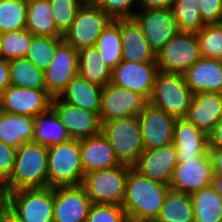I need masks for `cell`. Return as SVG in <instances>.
Here are the masks:
<instances>
[{
    "label": "cell",
    "mask_w": 222,
    "mask_h": 222,
    "mask_svg": "<svg viewBox=\"0 0 222 222\" xmlns=\"http://www.w3.org/2000/svg\"><path fill=\"white\" fill-rule=\"evenodd\" d=\"M97 7L102 9L112 19L132 18L134 4L138 0H91Z\"/></svg>",
    "instance_id": "cell-41"
},
{
    "label": "cell",
    "mask_w": 222,
    "mask_h": 222,
    "mask_svg": "<svg viewBox=\"0 0 222 222\" xmlns=\"http://www.w3.org/2000/svg\"><path fill=\"white\" fill-rule=\"evenodd\" d=\"M200 16L205 24H220L222 19V0H199Z\"/></svg>",
    "instance_id": "cell-42"
},
{
    "label": "cell",
    "mask_w": 222,
    "mask_h": 222,
    "mask_svg": "<svg viewBox=\"0 0 222 222\" xmlns=\"http://www.w3.org/2000/svg\"><path fill=\"white\" fill-rule=\"evenodd\" d=\"M194 222H222V197L213 185L192 193Z\"/></svg>",
    "instance_id": "cell-31"
},
{
    "label": "cell",
    "mask_w": 222,
    "mask_h": 222,
    "mask_svg": "<svg viewBox=\"0 0 222 222\" xmlns=\"http://www.w3.org/2000/svg\"><path fill=\"white\" fill-rule=\"evenodd\" d=\"M132 167L121 164L117 167L85 173L81 186L93 204L120 205L125 196L126 180Z\"/></svg>",
    "instance_id": "cell-5"
},
{
    "label": "cell",
    "mask_w": 222,
    "mask_h": 222,
    "mask_svg": "<svg viewBox=\"0 0 222 222\" xmlns=\"http://www.w3.org/2000/svg\"><path fill=\"white\" fill-rule=\"evenodd\" d=\"M6 1H28V0H6Z\"/></svg>",
    "instance_id": "cell-51"
},
{
    "label": "cell",
    "mask_w": 222,
    "mask_h": 222,
    "mask_svg": "<svg viewBox=\"0 0 222 222\" xmlns=\"http://www.w3.org/2000/svg\"><path fill=\"white\" fill-rule=\"evenodd\" d=\"M102 87L97 86L81 76L73 78L59 96L68 104L90 112H100Z\"/></svg>",
    "instance_id": "cell-26"
},
{
    "label": "cell",
    "mask_w": 222,
    "mask_h": 222,
    "mask_svg": "<svg viewBox=\"0 0 222 222\" xmlns=\"http://www.w3.org/2000/svg\"><path fill=\"white\" fill-rule=\"evenodd\" d=\"M10 191L7 180L0 176V211L9 208Z\"/></svg>",
    "instance_id": "cell-47"
},
{
    "label": "cell",
    "mask_w": 222,
    "mask_h": 222,
    "mask_svg": "<svg viewBox=\"0 0 222 222\" xmlns=\"http://www.w3.org/2000/svg\"><path fill=\"white\" fill-rule=\"evenodd\" d=\"M34 137V117L17 115L0 110V141L18 148L23 143L32 142Z\"/></svg>",
    "instance_id": "cell-25"
},
{
    "label": "cell",
    "mask_w": 222,
    "mask_h": 222,
    "mask_svg": "<svg viewBox=\"0 0 222 222\" xmlns=\"http://www.w3.org/2000/svg\"><path fill=\"white\" fill-rule=\"evenodd\" d=\"M47 158L48 147L44 145L32 141L19 146L7 179L9 191L48 187Z\"/></svg>",
    "instance_id": "cell-2"
},
{
    "label": "cell",
    "mask_w": 222,
    "mask_h": 222,
    "mask_svg": "<svg viewBox=\"0 0 222 222\" xmlns=\"http://www.w3.org/2000/svg\"><path fill=\"white\" fill-rule=\"evenodd\" d=\"M198 39L201 56L211 59H222V25L206 24L195 33Z\"/></svg>",
    "instance_id": "cell-38"
},
{
    "label": "cell",
    "mask_w": 222,
    "mask_h": 222,
    "mask_svg": "<svg viewBox=\"0 0 222 222\" xmlns=\"http://www.w3.org/2000/svg\"><path fill=\"white\" fill-rule=\"evenodd\" d=\"M212 185L215 187L216 191H217V192L221 195V197H222V177L213 176Z\"/></svg>",
    "instance_id": "cell-50"
},
{
    "label": "cell",
    "mask_w": 222,
    "mask_h": 222,
    "mask_svg": "<svg viewBox=\"0 0 222 222\" xmlns=\"http://www.w3.org/2000/svg\"><path fill=\"white\" fill-rule=\"evenodd\" d=\"M169 188V185L145 177L132 167L126 180L122 204L128 221H155Z\"/></svg>",
    "instance_id": "cell-1"
},
{
    "label": "cell",
    "mask_w": 222,
    "mask_h": 222,
    "mask_svg": "<svg viewBox=\"0 0 222 222\" xmlns=\"http://www.w3.org/2000/svg\"><path fill=\"white\" fill-rule=\"evenodd\" d=\"M76 76H78V50L63 40L56 47L53 59L44 71L45 88L52 97L60 96Z\"/></svg>",
    "instance_id": "cell-12"
},
{
    "label": "cell",
    "mask_w": 222,
    "mask_h": 222,
    "mask_svg": "<svg viewBox=\"0 0 222 222\" xmlns=\"http://www.w3.org/2000/svg\"><path fill=\"white\" fill-rule=\"evenodd\" d=\"M92 204L81 185L54 187L53 222H85Z\"/></svg>",
    "instance_id": "cell-18"
},
{
    "label": "cell",
    "mask_w": 222,
    "mask_h": 222,
    "mask_svg": "<svg viewBox=\"0 0 222 222\" xmlns=\"http://www.w3.org/2000/svg\"><path fill=\"white\" fill-rule=\"evenodd\" d=\"M199 0H174L171 10L180 32L197 33L206 24L203 22Z\"/></svg>",
    "instance_id": "cell-34"
},
{
    "label": "cell",
    "mask_w": 222,
    "mask_h": 222,
    "mask_svg": "<svg viewBox=\"0 0 222 222\" xmlns=\"http://www.w3.org/2000/svg\"><path fill=\"white\" fill-rule=\"evenodd\" d=\"M193 94L183 73L159 70L148 103L176 118H185Z\"/></svg>",
    "instance_id": "cell-3"
},
{
    "label": "cell",
    "mask_w": 222,
    "mask_h": 222,
    "mask_svg": "<svg viewBox=\"0 0 222 222\" xmlns=\"http://www.w3.org/2000/svg\"><path fill=\"white\" fill-rule=\"evenodd\" d=\"M94 47L102 54L103 61L112 70L122 61L120 18L113 19L107 25Z\"/></svg>",
    "instance_id": "cell-33"
},
{
    "label": "cell",
    "mask_w": 222,
    "mask_h": 222,
    "mask_svg": "<svg viewBox=\"0 0 222 222\" xmlns=\"http://www.w3.org/2000/svg\"><path fill=\"white\" fill-rule=\"evenodd\" d=\"M148 104L139 93L108 83L102 87L101 122L137 116Z\"/></svg>",
    "instance_id": "cell-11"
},
{
    "label": "cell",
    "mask_w": 222,
    "mask_h": 222,
    "mask_svg": "<svg viewBox=\"0 0 222 222\" xmlns=\"http://www.w3.org/2000/svg\"><path fill=\"white\" fill-rule=\"evenodd\" d=\"M122 60L145 63L156 62V54L143 36L140 26L133 18H120Z\"/></svg>",
    "instance_id": "cell-23"
},
{
    "label": "cell",
    "mask_w": 222,
    "mask_h": 222,
    "mask_svg": "<svg viewBox=\"0 0 222 222\" xmlns=\"http://www.w3.org/2000/svg\"><path fill=\"white\" fill-rule=\"evenodd\" d=\"M214 176L222 177V147H209Z\"/></svg>",
    "instance_id": "cell-44"
},
{
    "label": "cell",
    "mask_w": 222,
    "mask_h": 222,
    "mask_svg": "<svg viewBox=\"0 0 222 222\" xmlns=\"http://www.w3.org/2000/svg\"><path fill=\"white\" fill-rule=\"evenodd\" d=\"M33 37L34 35L26 29L1 33V59L10 61L25 57Z\"/></svg>",
    "instance_id": "cell-35"
},
{
    "label": "cell",
    "mask_w": 222,
    "mask_h": 222,
    "mask_svg": "<svg viewBox=\"0 0 222 222\" xmlns=\"http://www.w3.org/2000/svg\"><path fill=\"white\" fill-rule=\"evenodd\" d=\"M10 85L9 65L7 60L0 59V98L6 87Z\"/></svg>",
    "instance_id": "cell-48"
},
{
    "label": "cell",
    "mask_w": 222,
    "mask_h": 222,
    "mask_svg": "<svg viewBox=\"0 0 222 222\" xmlns=\"http://www.w3.org/2000/svg\"><path fill=\"white\" fill-rule=\"evenodd\" d=\"M174 144L147 149L139 156L133 168L141 175L169 185L174 168L177 165Z\"/></svg>",
    "instance_id": "cell-19"
},
{
    "label": "cell",
    "mask_w": 222,
    "mask_h": 222,
    "mask_svg": "<svg viewBox=\"0 0 222 222\" xmlns=\"http://www.w3.org/2000/svg\"><path fill=\"white\" fill-rule=\"evenodd\" d=\"M185 118L208 135L222 119V93L200 92L193 94Z\"/></svg>",
    "instance_id": "cell-21"
},
{
    "label": "cell",
    "mask_w": 222,
    "mask_h": 222,
    "mask_svg": "<svg viewBox=\"0 0 222 222\" xmlns=\"http://www.w3.org/2000/svg\"><path fill=\"white\" fill-rule=\"evenodd\" d=\"M132 18L157 54L180 31L171 9H139Z\"/></svg>",
    "instance_id": "cell-10"
},
{
    "label": "cell",
    "mask_w": 222,
    "mask_h": 222,
    "mask_svg": "<svg viewBox=\"0 0 222 222\" xmlns=\"http://www.w3.org/2000/svg\"><path fill=\"white\" fill-rule=\"evenodd\" d=\"M154 222H194V206L191 196L169 188Z\"/></svg>",
    "instance_id": "cell-30"
},
{
    "label": "cell",
    "mask_w": 222,
    "mask_h": 222,
    "mask_svg": "<svg viewBox=\"0 0 222 222\" xmlns=\"http://www.w3.org/2000/svg\"><path fill=\"white\" fill-rule=\"evenodd\" d=\"M201 57L196 34L179 32L156 54V62L160 71L184 73Z\"/></svg>",
    "instance_id": "cell-9"
},
{
    "label": "cell",
    "mask_w": 222,
    "mask_h": 222,
    "mask_svg": "<svg viewBox=\"0 0 222 222\" xmlns=\"http://www.w3.org/2000/svg\"><path fill=\"white\" fill-rule=\"evenodd\" d=\"M27 4L26 30L34 36L63 38V34L56 27L48 0H28Z\"/></svg>",
    "instance_id": "cell-27"
},
{
    "label": "cell",
    "mask_w": 222,
    "mask_h": 222,
    "mask_svg": "<svg viewBox=\"0 0 222 222\" xmlns=\"http://www.w3.org/2000/svg\"><path fill=\"white\" fill-rule=\"evenodd\" d=\"M62 41L63 38L34 36L25 58L34 63L40 70L45 71L53 59L56 47Z\"/></svg>",
    "instance_id": "cell-37"
},
{
    "label": "cell",
    "mask_w": 222,
    "mask_h": 222,
    "mask_svg": "<svg viewBox=\"0 0 222 222\" xmlns=\"http://www.w3.org/2000/svg\"><path fill=\"white\" fill-rule=\"evenodd\" d=\"M101 133L108 139L121 164L133 167L145 150L137 116L105 121Z\"/></svg>",
    "instance_id": "cell-6"
},
{
    "label": "cell",
    "mask_w": 222,
    "mask_h": 222,
    "mask_svg": "<svg viewBox=\"0 0 222 222\" xmlns=\"http://www.w3.org/2000/svg\"><path fill=\"white\" fill-rule=\"evenodd\" d=\"M158 72L157 62L136 63L122 60L112 70L110 83L139 93L149 100Z\"/></svg>",
    "instance_id": "cell-16"
},
{
    "label": "cell",
    "mask_w": 222,
    "mask_h": 222,
    "mask_svg": "<svg viewBox=\"0 0 222 222\" xmlns=\"http://www.w3.org/2000/svg\"><path fill=\"white\" fill-rule=\"evenodd\" d=\"M57 29L64 34L74 21L78 9L86 0H48Z\"/></svg>",
    "instance_id": "cell-39"
},
{
    "label": "cell",
    "mask_w": 222,
    "mask_h": 222,
    "mask_svg": "<svg viewBox=\"0 0 222 222\" xmlns=\"http://www.w3.org/2000/svg\"><path fill=\"white\" fill-rule=\"evenodd\" d=\"M174 0H138L141 9H171Z\"/></svg>",
    "instance_id": "cell-45"
},
{
    "label": "cell",
    "mask_w": 222,
    "mask_h": 222,
    "mask_svg": "<svg viewBox=\"0 0 222 222\" xmlns=\"http://www.w3.org/2000/svg\"><path fill=\"white\" fill-rule=\"evenodd\" d=\"M113 19L91 0L78 9L70 28L63 34V40L74 49L94 47L103 30Z\"/></svg>",
    "instance_id": "cell-7"
},
{
    "label": "cell",
    "mask_w": 222,
    "mask_h": 222,
    "mask_svg": "<svg viewBox=\"0 0 222 222\" xmlns=\"http://www.w3.org/2000/svg\"><path fill=\"white\" fill-rule=\"evenodd\" d=\"M83 176L80 140L70 139L48 147V187L81 185Z\"/></svg>",
    "instance_id": "cell-4"
},
{
    "label": "cell",
    "mask_w": 222,
    "mask_h": 222,
    "mask_svg": "<svg viewBox=\"0 0 222 222\" xmlns=\"http://www.w3.org/2000/svg\"><path fill=\"white\" fill-rule=\"evenodd\" d=\"M84 174L121 165L108 139L102 134L80 140Z\"/></svg>",
    "instance_id": "cell-24"
},
{
    "label": "cell",
    "mask_w": 222,
    "mask_h": 222,
    "mask_svg": "<svg viewBox=\"0 0 222 222\" xmlns=\"http://www.w3.org/2000/svg\"><path fill=\"white\" fill-rule=\"evenodd\" d=\"M78 75L89 82L104 87L111 81L112 69L103 61L95 47L78 50Z\"/></svg>",
    "instance_id": "cell-29"
},
{
    "label": "cell",
    "mask_w": 222,
    "mask_h": 222,
    "mask_svg": "<svg viewBox=\"0 0 222 222\" xmlns=\"http://www.w3.org/2000/svg\"><path fill=\"white\" fill-rule=\"evenodd\" d=\"M10 85L21 88L46 89L44 71L25 57L8 61Z\"/></svg>",
    "instance_id": "cell-32"
},
{
    "label": "cell",
    "mask_w": 222,
    "mask_h": 222,
    "mask_svg": "<svg viewBox=\"0 0 222 222\" xmlns=\"http://www.w3.org/2000/svg\"><path fill=\"white\" fill-rule=\"evenodd\" d=\"M70 139L66 127L52 107L34 117L33 142L49 147Z\"/></svg>",
    "instance_id": "cell-28"
},
{
    "label": "cell",
    "mask_w": 222,
    "mask_h": 222,
    "mask_svg": "<svg viewBox=\"0 0 222 222\" xmlns=\"http://www.w3.org/2000/svg\"><path fill=\"white\" fill-rule=\"evenodd\" d=\"M189 89L194 93H222V61L201 57L184 73Z\"/></svg>",
    "instance_id": "cell-22"
},
{
    "label": "cell",
    "mask_w": 222,
    "mask_h": 222,
    "mask_svg": "<svg viewBox=\"0 0 222 222\" xmlns=\"http://www.w3.org/2000/svg\"><path fill=\"white\" fill-rule=\"evenodd\" d=\"M85 222H129L120 205L92 204Z\"/></svg>",
    "instance_id": "cell-40"
},
{
    "label": "cell",
    "mask_w": 222,
    "mask_h": 222,
    "mask_svg": "<svg viewBox=\"0 0 222 222\" xmlns=\"http://www.w3.org/2000/svg\"><path fill=\"white\" fill-rule=\"evenodd\" d=\"M0 222H22L9 208L0 211Z\"/></svg>",
    "instance_id": "cell-49"
},
{
    "label": "cell",
    "mask_w": 222,
    "mask_h": 222,
    "mask_svg": "<svg viewBox=\"0 0 222 222\" xmlns=\"http://www.w3.org/2000/svg\"><path fill=\"white\" fill-rule=\"evenodd\" d=\"M173 144L177 162L203 157L208 151V135L186 118H177L174 124Z\"/></svg>",
    "instance_id": "cell-20"
},
{
    "label": "cell",
    "mask_w": 222,
    "mask_h": 222,
    "mask_svg": "<svg viewBox=\"0 0 222 222\" xmlns=\"http://www.w3.org/2000/svg\"><path fill=\"white\" fill-rule=\"evenodd\" d=\"M213 163L209 151L201 158L178 162L173 170L169 187L185 194L212 185Z\"/></svg>",
    "instance_id": "cell-14"
},
{
    "label": "cell",
    "mask_w": 222,
    "mask_h": 222,
    "mask_svg": "<svg viewBox=\"0 0 222 222\" xmlns=\"http://www.w3.org/2000/svg\"><path fill=\"white\" fill-rule=\"evenodd\" d=\"M209 147H222V119L215 125L208 134Z\"/></svg>",
    "instance_id": "cell-46"
},
{
    "label": "cell",
    "mask_w": 222,
    "mask_h": 222,
    "mask_svg": "<svg viewBox=\"0 0 222 222\" xmlns=\"http://www.w3.org/2000/svg\"><path fill=\"white\" fill-rule=\"evenodd\" d=\"M51 107L67 129L71 139L81 140L101 133L99 112H90L52 97Z\"/></svg>",
    "instance_id": "cell-13"
},
{
    "label": "cell",
    "mask_w": 222,
    "mask_h": 222,
    "mask_svg": "<svg viewBox=\"0 0 222 222\" xmlns=\"http://www.w3.org/2000/svg\"><path fill=\"white\" fill-rule=\"evenodd\" d=\"M54 188L10 192L9 209L22 222H53Z\"/></svg>",
    "instance_id": "cell-8"
},
{
    "label": "cell",
    "mask_w": 222,
    "mask_h": 222,
    "mask_svg": "<svg viewBox=\"0 0 222 222\" xmlns=\"http://www.w3.org/2000/svg\"><path fill=\"white\" fill-rule=\"evenodd\" d=\"M16 150L0 141V176L6 180L13 170Z\"/></svg>",
    "instance_id": "cell-43"
},
{
    "label": "cell",
    "mask_w": 222,
    "mask_h": 222,
    "mask_svg": "<svg viewBox=\"0 0 222 222\" xmlns=\"http://www.w3.org/2000/svg\"><path fill=\"white\" fill-rule=\"evenodd\" d=\"M27 1L0 0V34L26 28Z\"/></svg>",
    "instance_id": "cell-36"
},
{
    "label": "cell",
    "mask_w": 222,
    "mask_h": 222,
    "mask_svg": "<svg viewBox=\"0 0 222 222\" xmlns=\"http://www.w3.org/2000/svg\"><path fill=\"white\" fill-rule=\"evenodd\" d=\"M52 96L46 89L21 88L9 85L0 98V110L8 113L37 116L51 107Z\"/></svg>",
    "instance_id": "cell-15"
},
{
    "label": "cell",
    "mask_w": 222,
    "mask_h": 222,
    "mask_svg": "<svg viewBox=\"0 0 222 222\" xmlns=\"http://www.w3.org/2000/svg\"><path fill=\"white\" fill-rule=\"evenodd\" d=\"M145 150L173 143L176 117L148 103L137 115Z\"/></svg>",
    "instance_id": "cell-17"
}]
</instances>
